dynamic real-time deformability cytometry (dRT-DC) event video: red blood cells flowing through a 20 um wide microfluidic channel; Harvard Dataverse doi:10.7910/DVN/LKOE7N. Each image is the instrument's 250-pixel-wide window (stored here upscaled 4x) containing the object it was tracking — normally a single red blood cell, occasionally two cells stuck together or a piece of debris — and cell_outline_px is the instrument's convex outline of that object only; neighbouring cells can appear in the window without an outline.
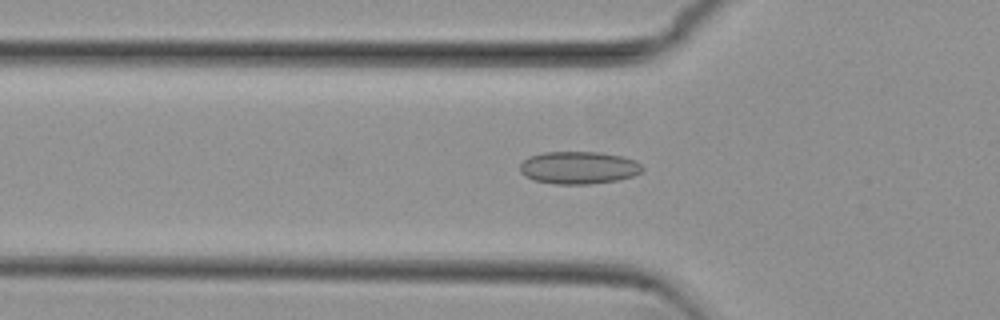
{"species": "common noctule bat (a hibernating species)", "species_latin": "Nyctalus noctula", "temperature_condition": "cold", "stored_images_in_passage": 54, "camera_frame_rate_fps": 3000, "um_per_image_px": 0.085, "animal": {"sex": "female", "body_mass_g": 29.2, "forearm_length_mm": 56.3}, "frame": {"image": 1, "passage_image": 18, "time_ms": 5.667, "image_size_px": [1000, 320], "cell_outline_px": [[644, 168], [640, 172], [632, 176], [616, 180], [592, 184], [556, 184], [532, 180], [524, 176], [520, 172], [520, 164], [528, 156], [544, 152], [600, 152], [624, 156], [636, 160]], "centroid_in_image_um": [49.17, 14.25], "position_along_channel_um": 76.6, "area_um2": 23.41}}
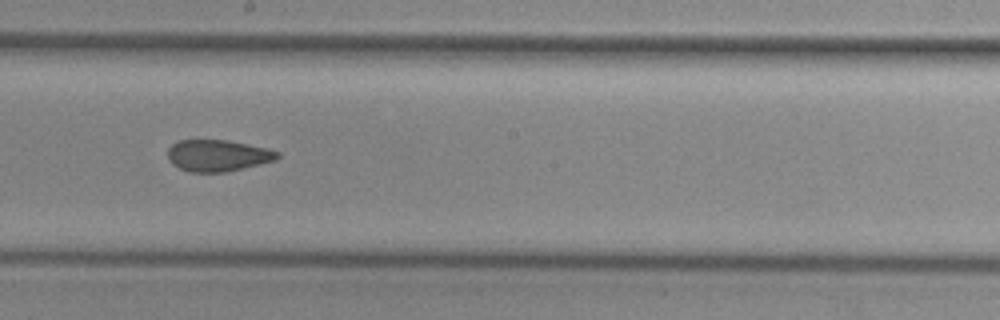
{"frame": {"image": 2, "passage_image": 30, "time_ms": 9.667, "image_size_px": [1000, 320], "cell_outline_px": [[280, 156], [276, 160], [224, 172], [188, 172], [172, 164], [168, 160], [168, 148], [172, 144], [180, 140], [228, 140], [268, 148], [280, 152]], "centroid_in_image_um": [18.51, 13.21], "position_along_channel_um": 229.7, "area_um2": 20.17}}
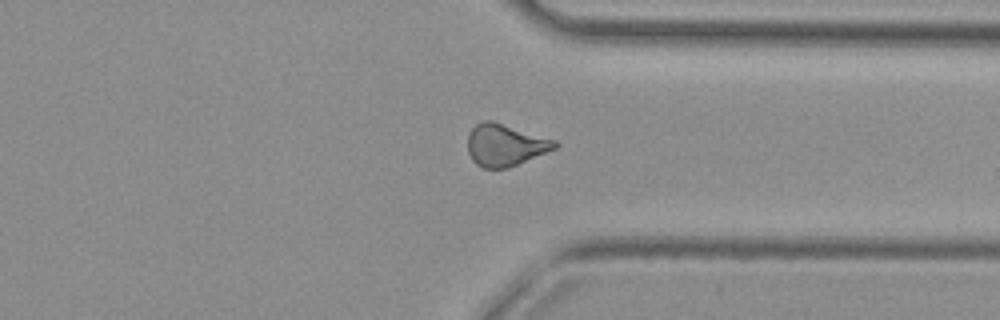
{"frame": {"image": 3, "passage_image": 41, "time_ms": 13.333, "image_size_px": [1000, 320], "cell_outline_px": [[560, 144], [556, 148], [508, 168], [484, 168], [476, 164], [472, 160], [468, 152], [468, 132], [476, 124], [484, 120], [492, 120], [556, 140]], "centroid_in_image_um": [42.93, 12.32], "position_along_channel_um": 368.5, "area_um2": 21.33}, "authors_computed_cell_mechanics": {"area_um2": 21.4438, "velocity_mm_per_s": 3.8167, "shape_relaxation_time_tau1_ms": null, "shape_relaxation_time_tau2_ms": 2.6408, "deformation_change_tau1": null, "deformation_change_tau2": 0.0854}}